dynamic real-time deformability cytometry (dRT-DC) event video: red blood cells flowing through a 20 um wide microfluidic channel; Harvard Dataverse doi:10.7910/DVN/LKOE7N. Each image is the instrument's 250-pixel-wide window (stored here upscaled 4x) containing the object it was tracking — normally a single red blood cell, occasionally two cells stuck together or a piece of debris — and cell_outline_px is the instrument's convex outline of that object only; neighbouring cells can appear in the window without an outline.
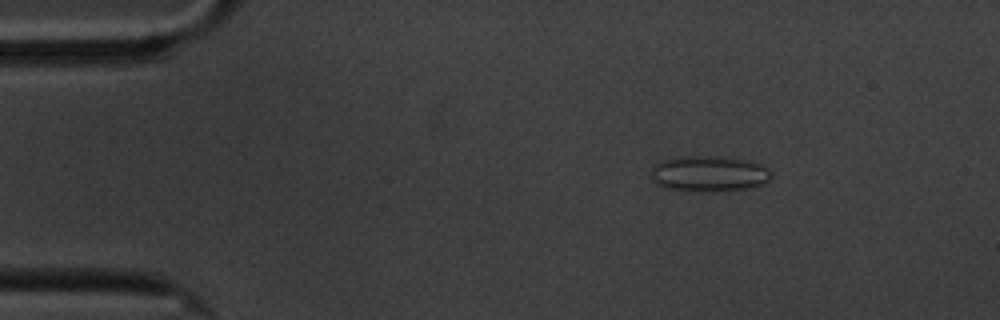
{"species": "common noctule bat (a hibernating species)", "species_latin": "Nyctalus noctula", "temperature_condition": "cold", "stored_images_in_passage": 5, "camera_frame_rate_fps": 3000, "um_per_image_px": 0.085, "animal": {"sex": "male", "body_mass_g": 20.1, "forearm_length_mm": 53.5}, "frame": {"image": 1, "passage_image": 2, "time_ms": 1.0, "image_size_px": [1000, 320], "cell_outline_px": [[772, 176], [764, 184], [748, 188], [712, 192], [668, 188], [656, 184], [652, 180], [652, 168], [656, 164], [664, 160], [684, 156], [716, 156], [748, 160], [760, 164], [768, 168], [772, 172]], "centroid_in_image_um": [60.31, 14.76], "position_along_channel_um": 24.7, "area_um2": 24.97}}
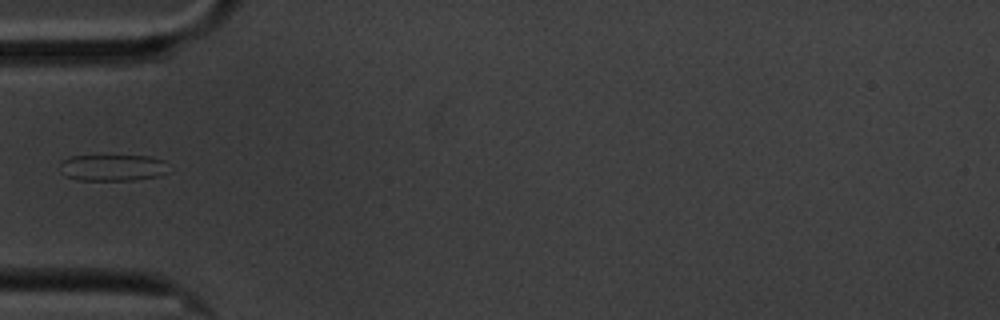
{"frame": {"image": 2, "passage_image": 5, "time_ms": 4.333, "image_size_px": [1000, 320], "cell_outline_px": [[172, 172], [160, 176], [132, 180], [80, 180], [64, 176], [60, 172], [60, 160], [72, 156], [152, 156], [164, 160]], "centroid_in_image_um": [9.62, 14.25], "position_along_channel_um": 75.4, "area_um2": 17.17}}